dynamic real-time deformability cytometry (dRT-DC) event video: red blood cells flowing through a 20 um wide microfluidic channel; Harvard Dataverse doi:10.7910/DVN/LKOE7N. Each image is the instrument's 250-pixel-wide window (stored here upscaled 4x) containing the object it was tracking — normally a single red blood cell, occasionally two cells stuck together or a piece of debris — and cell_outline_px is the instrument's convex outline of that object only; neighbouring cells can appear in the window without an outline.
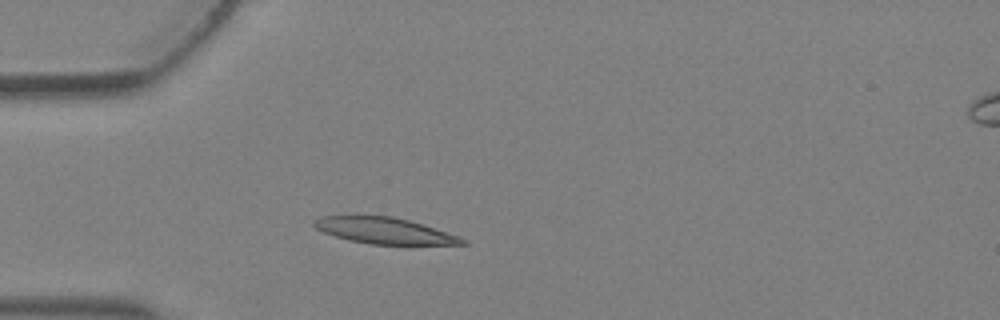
{"species": "Egyptian fruit bat (a non-hibernating species)", "species_latin": "Rousettus aegyptiacus", "temperature_condition": "warm", "stored_images_in_passage": 1, "camera_frame_rate_fps": 3000, "um_per_image_px": 0.085, "animal": {"sex": "female"}, "frame": {"image": 1, "passage_image": 1, "time_ms": 0.0, "image_size_px": [1000, 320], "cell_outline_px": [[468, 244], [372, 244], [348, 240], [324, 232], [316, 228], [312, 224], [312, 220], [320, 216], [356, 212], [392, 216], [408, 220], [460, 236], [468, 240]], "centroid_in_image_um": [32.56, 19.54], "position_along_channel_um": 52.4, "area_um2": 23.41}}